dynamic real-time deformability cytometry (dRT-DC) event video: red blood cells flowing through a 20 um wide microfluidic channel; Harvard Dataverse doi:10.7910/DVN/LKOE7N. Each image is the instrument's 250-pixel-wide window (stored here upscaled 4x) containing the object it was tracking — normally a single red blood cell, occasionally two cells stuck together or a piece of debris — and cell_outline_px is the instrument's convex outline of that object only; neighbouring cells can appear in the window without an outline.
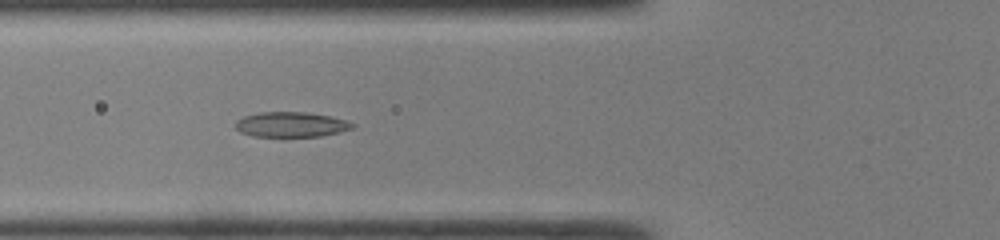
{"species": "common noctule bat (a hibernating species)", "species_latin": "Nyctalus noctula", "temperature_condition": "room temperature", "stored_images_in_passage": 33, "camera_frame_rate_fps": 3000, "um_per_image_px": 0.085, "animal": {"sex": "male", "body_mass_g": 19.0, "forearm_length_mm": 50.8}, "frame": {"image": 1, "passage_image": 4, "time_ms": 1.0, "image_size_px": [1000, 240], "cell_outline_px": [[356, 124], [352, 128], [340, 132], [320, 136], [252, 136], [240, 132], [236, 128], [236, 120], [244, 116], [260, 112], [304, 112], [332, 116]], "centroid_in_image_um": [24.74, 10.58], "position_along_channel_um": 101.1, "area_um2": 16.99}}
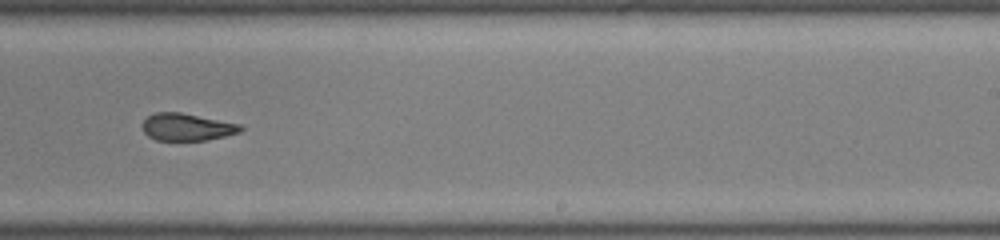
{"frame": {"image": 2, "passage_image": 16, "time_ms": 5.0, "image_size_px": [1000, 240], "cell_outline_px": [[244, 128], [240, 132], [208, 140], [156, 140], [148, 136], [144, 132], [144, 120], [148, 116], [156, 112], [180, 112], [244, 124]], "centroid_in_image_um": [15.95, 10.79], "position_along_channel_um": 273.0, "area_um2": 15.66}}
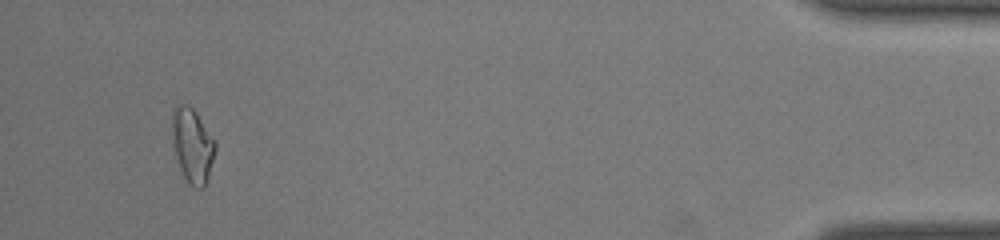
{"frame": {"image": 3, "passage_image": 31, "time_ms": 10.0, "image_size_px": [1000, 240], "cell_outline_px": [[216, 148], [208, 180], [204, 188], [192, 188], [188, 184], [180, 168], [172, 144], [168, 128], [172, 112], [176, 104], [188, 104], [196, 112], [216, 140]], "centroid_in_image_um": [16.32, 12.33], "position_along_channel_um": 418.9, "area_um2": 19.54}, "authors_computed_cell_mechanics": {"area_um2": 16.9932, "velocity_mm_per_s": 4.3133, "shape_relaxation_time_tau1_ms": null, "shape_relaxation_time_tau2_ms": 2.0932, "deformation_change_tau1": null, "deformation_change_tau2": 0.0873}}